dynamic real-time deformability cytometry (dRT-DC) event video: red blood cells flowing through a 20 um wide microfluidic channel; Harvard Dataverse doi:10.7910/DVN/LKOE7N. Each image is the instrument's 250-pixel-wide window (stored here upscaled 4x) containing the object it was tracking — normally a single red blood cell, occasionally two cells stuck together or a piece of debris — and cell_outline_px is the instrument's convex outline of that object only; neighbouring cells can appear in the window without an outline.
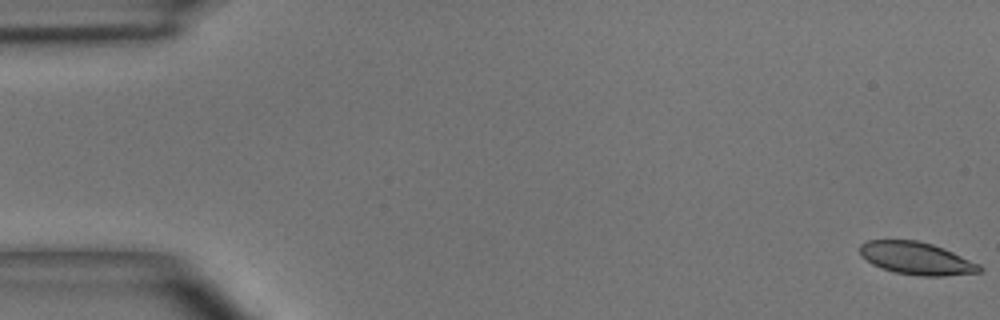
{"species": "common noctule bat (a hibernating species)", "species_latin": "Nyctalus noctula", "temperature_condition": "room temperature", "stored_images_in_passage": 53, "camera_frame_rate_fps": 3000, "um_per_image_px": 0.085, "animal": {"sex": "male", "body_mass_g": 15.6}, "frame": {"image": 1, "passage_image": 1, "time_ms": 0.0, "image_size_px": [1000, 320], "cell_outline_px": [[984, 268], [980, 272], [940, 276], [920, 276], [896, 272], [880, 268], [872, 264], [860, 256], [860, 244], [868, 240], [916, 240], [932, 244], [944, 248], [980, 264]], "centroid_in_image_um": [77.89, 21.95], "position_along_channel_um": 7.1, "area_um2": 22.72}}
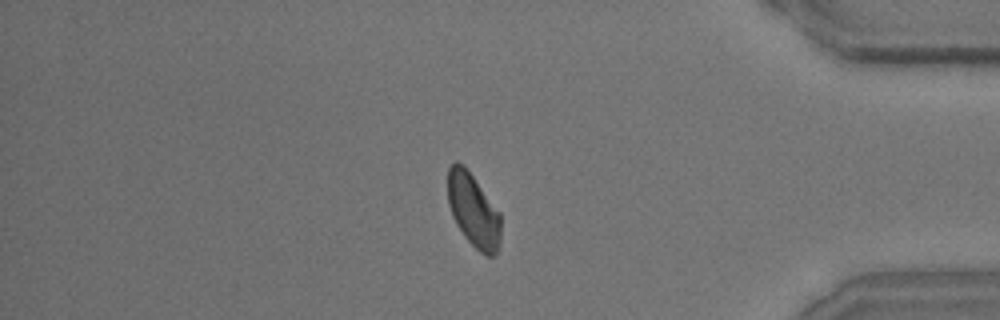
{"frame": {"image": 2, "passage_image": 44, "time_ms": 14.333, "image_size_px": [1000, 320], "cell_outline_px": [[500, 240], [496, 252], [492, 256], [488, 256], [480, 252], [464, 236], [456, 224], [452, 216], [448, 204], [448, 168], [456, 160], [464, 164], [500, 212]], "centroid_in_image_um": [40.22, 17.85], "position_along_channel_um": 395.0, "area_um2": 22.72}}
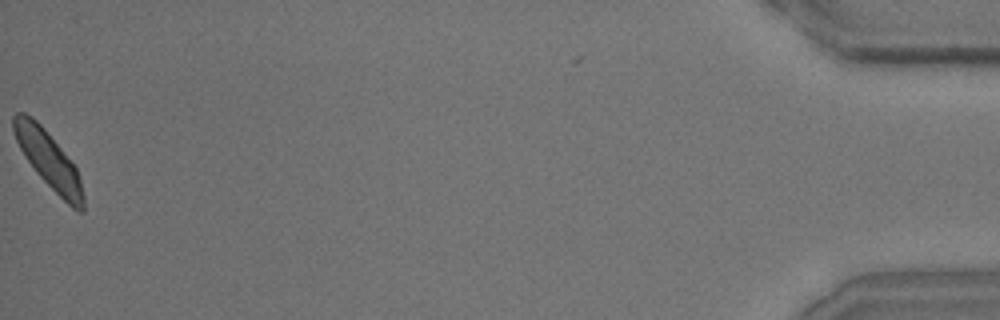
{"frame": {"image": 3, "passage_image": 52, "time_ms": 17.0, "image_size_px": [1000, 320], "cell_outline_px": [[84, 212], [80, 212], [72, 208], [36, 172], [20, 148], [16, 140], [12, 128], [12, 116], [16, 112], [24, 112], [32, 116], [40, 124], [60, 148], [76, 168], [80, 180], [84, 196]], "centroid_in_image_um": [4.11, 13.57], "position_along_channel_um": 431.1, "area_um2": 22.54}, "authors_computed_cell_mechanics": {"area_um2": 23.3512, "velocity_mm_per_s": 3.8863, "shape_relaxation_time_tau1_ms": 6.6182, "shape_relaxation_time_tau2_ms": 3.1353, "deformation_change_tau1": 0.1391, "deformation_change_tau2": 0.0834}}